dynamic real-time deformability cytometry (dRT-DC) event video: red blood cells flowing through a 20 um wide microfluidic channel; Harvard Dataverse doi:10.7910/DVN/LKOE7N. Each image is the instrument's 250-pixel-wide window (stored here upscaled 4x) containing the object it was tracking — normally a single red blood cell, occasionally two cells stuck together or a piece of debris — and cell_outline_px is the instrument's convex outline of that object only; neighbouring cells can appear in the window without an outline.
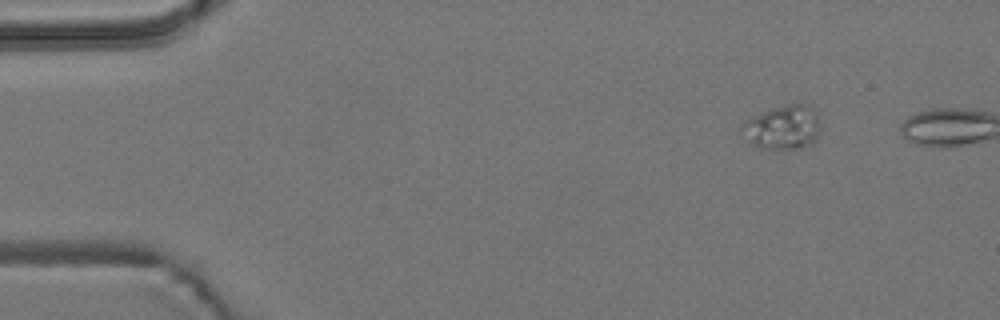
{"species": "common noctule bat (a hibernating species)", "species_latin": "Nyctalus noctula", "temperature_condition": "room temperature", "stored_images_in_passage": 2, "camera_frame_rate_fps": 3000, "um_per_image_px": 0.085, "animal": {"sex": "male", "body_mass_g": 19.2, "forearm_length_mm": 51.8}, "frame": {"image": 1, "passage_image": 1, "time_ms": 0.0, "image_size_px": [1000, 320], "cell_outline_px": [[820, 128], [812, 144], [800, 148], [784, 152], [760, 148], [752, 144], [748, 140], [740, 128], [740, 124], [744, 120], [772, 108], [804, 100], [808, 104], [816, 116], [820, 124]], "centroid_in_image_um": [66.53, 10.84], "position_along_channel_um": 18.5, "area_um2": 20.75}}